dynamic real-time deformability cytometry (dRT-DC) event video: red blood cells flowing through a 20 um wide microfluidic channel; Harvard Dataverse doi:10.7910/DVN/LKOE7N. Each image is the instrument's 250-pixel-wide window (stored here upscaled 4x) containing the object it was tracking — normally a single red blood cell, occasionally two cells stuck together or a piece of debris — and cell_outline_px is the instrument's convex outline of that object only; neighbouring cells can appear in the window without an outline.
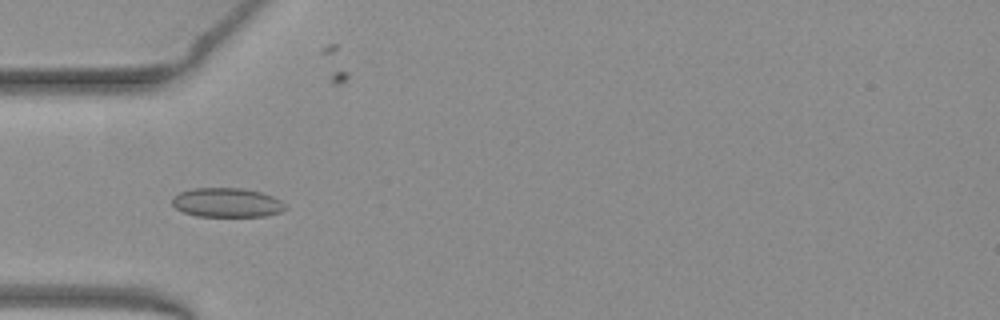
{"species": "common noctule bat (a hibernating species)", "species_latin": "Nyctalus noctula", "temperature_condition": "warm", "stored_images_in_passage": 42, "camera_frame_rate_fps": 3000, "um_per_image_px": 0.085, "animal": {"sex": "female", "body_mass_g": 19.3, "forearm_length_mm": 54.1}, "frame": {"image": 1, "passage_image": 16, "time_ms": 5.0, "image_size_px": [1000, 320], "cell_outline_px": [[288, 208], [280, 212], [264, 216], [196, 216], [184, 212], [176, 208], [172, 204], [172, 196], [180, 192], [192, 188], [244, 188], [260, 192], [272, 196], [288, 204]], "centroid_in_image_um": [19.3, 17.21], "position_along_channel_um": 65.7, "area_um2": 19.42}}
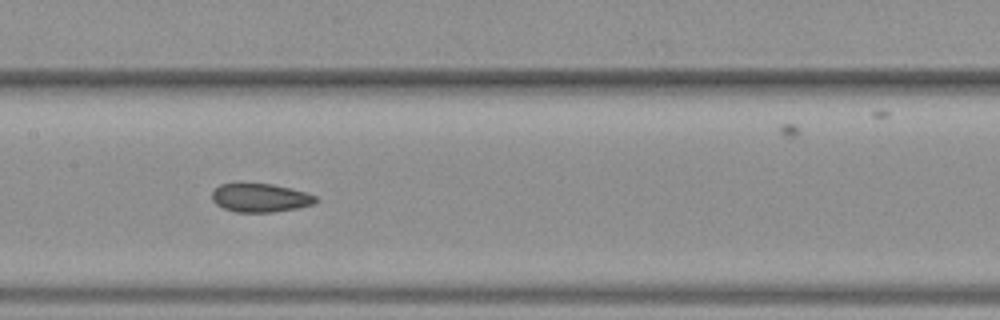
{"frame": {"image": 2, "passage_image": 25, "time_ms": 8.0, "image_size_px": [1000, 320], "cell_outline_px": [[320, 200], [312, 204], [296, 208], [272, 212], [236, 212], [224, 208], [216, 204], [212, 200], [212, 192], [220, 184], [272, 184], [292, 188], [316, 196]], "centroid_in_image_um": [22.13, 16.81], "position_along_channel_um": 185.3, "area_um2": 17.11}}
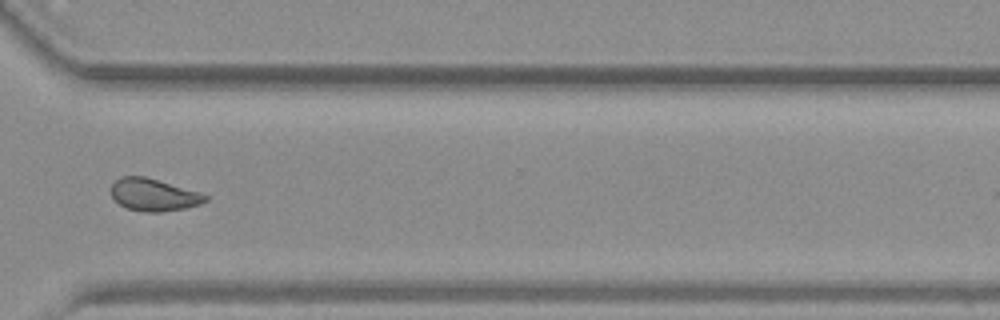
{"frame": {"image": 3, "passage_image": 38, "time_ms": 12.333, "image_size_px": [1000, 320], "cell_outline_px": [[208, 200], [200, 204], [184, 208], [160, 212], [144, 212], [124, 208], [112, 196], [112, 184], [120, 176], [144, 176], [200, 192], [208, 196]], "centroid_in_image_um": [13.06, 16.56], "position_along_channel_um": 357.5, "area_um2": 17.69}}